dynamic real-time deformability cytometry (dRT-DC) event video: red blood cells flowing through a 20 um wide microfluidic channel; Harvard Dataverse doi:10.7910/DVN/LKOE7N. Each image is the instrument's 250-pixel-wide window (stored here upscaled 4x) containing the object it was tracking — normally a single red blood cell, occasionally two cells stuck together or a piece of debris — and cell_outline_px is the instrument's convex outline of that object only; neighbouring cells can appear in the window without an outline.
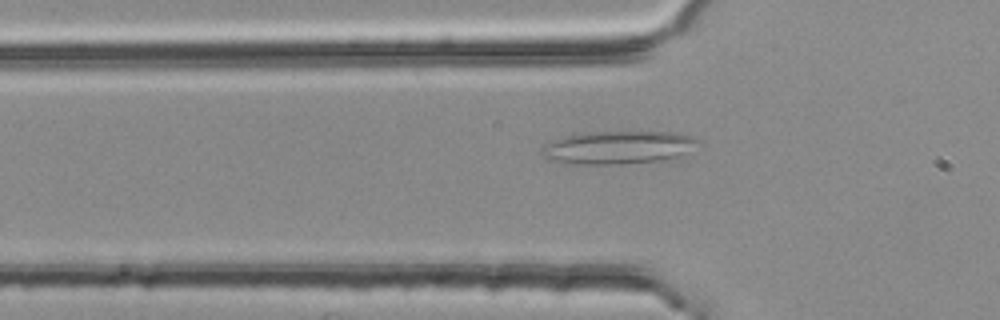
{"species": "common noctule bat (a hibernating species)", "species_latin": "Nyctalus noctula", "temperature_condition": "room temperature", "stored_images_in_passage": 45, "camera_frame_rate_fps": 3000, "um_per_image_px": 0.085, "animal": {"sex": "female", "body_mass_g": 25.1}, "frame": {"image": 1, "passage_image": 9, "time_ms": 2.667, "image_size_px": [1000, 320], "cell_outline_px": [[700, 140], [676, 156], [660, 160], [620, 164], [572, 164], [548, 160], [544, 156], [544, 148], [548, 144], [564, 136], [588, 132], [672, 132], [692, 136]], "centroid_in_image_um": [52.48, 12.53], "position_along_channel_um": 73.3, "area_um2": 29.19}}
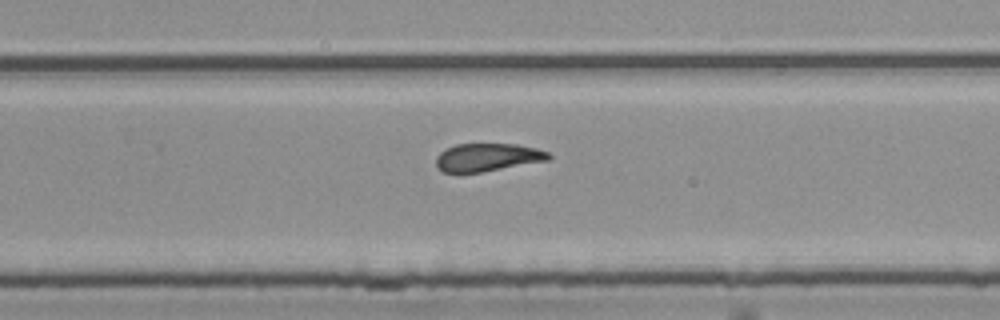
{"frame": {"image": 2, "passage_image": 26, "time_ms": 8.333, "image_size_px": [1000, 320], "cell_outline_px": [[552, 156], [548, 160], [480, 172], [444, 172], [436, 168], [436, 156], [440, 152], [456, 144], [516, 144], [536, 148], [548, 152]], "centroid_in_image_um": [41.42, 13.36], "position_along_channel_um": 288.4, "area_um2": 18.15}}
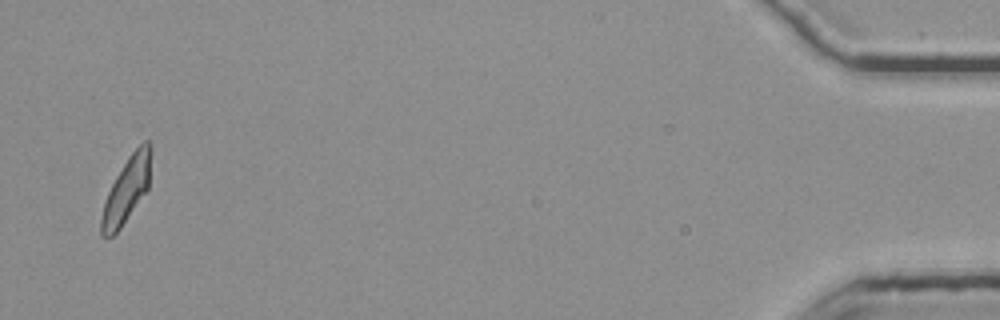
{"frame": {"image": 3, "passage_image": 44, "time_ms": 14.333, "image_size_px": [1000, 320], "cell_outline_px": [[152, 148], [148, 188], [120, 228], [112, 236], [100, 236], [100, 216], [108, 192], [116, 176], [128, 156], [144, 140], [148, 140], [152, 144]], "centroid_in_image_um": [10.76, 16.11], "position_along_channel_um": 424.4, "area_um2": 18.73}, "authors_computed_cell_mechanics": {"area_um2": 19.3052, "velocity_mm_per_s": 3.7976, "shape_relaxation_time_tau1_ms": null, "shape_relaxation_time_tau2_ms": 4.084, "deformation_change_tau1": null, "deformation_change_tau2": 0.1264}}